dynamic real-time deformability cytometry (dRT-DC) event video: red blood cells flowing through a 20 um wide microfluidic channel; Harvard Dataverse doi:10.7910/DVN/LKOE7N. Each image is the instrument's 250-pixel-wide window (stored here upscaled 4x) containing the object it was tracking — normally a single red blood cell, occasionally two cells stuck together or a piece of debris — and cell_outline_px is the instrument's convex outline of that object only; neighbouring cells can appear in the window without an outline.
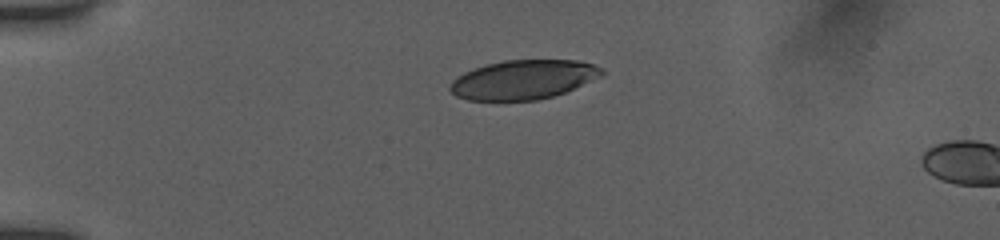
{"species": "human", "species_latin": "Homo sapiens", "temperature_condition": "room temperature", "stored_images_in_passage": 5, "camera_frame_rate_fps": 3000, "um_per_image_px": 0.085, "donor": {"sex": "female"}, "frame": {"image": 1, "passage_image": 1, "time_ms": 0.0, "image_size_px": [1000, 240], "cell_outline_px": [[604, 72], [600, 76], [564, 92], [552, 96], [536, 100], [468, 100], [456, 96], [448, 88], [448, 84], [456, 76], [464, 72], [484, 64], [504, 60], [576, 60], [592, 64], [604, 68]], "centroid_in_image_um": [44.42, 6.76], "position_along_channel_um": 40.6, "area_um2": 34.62}}